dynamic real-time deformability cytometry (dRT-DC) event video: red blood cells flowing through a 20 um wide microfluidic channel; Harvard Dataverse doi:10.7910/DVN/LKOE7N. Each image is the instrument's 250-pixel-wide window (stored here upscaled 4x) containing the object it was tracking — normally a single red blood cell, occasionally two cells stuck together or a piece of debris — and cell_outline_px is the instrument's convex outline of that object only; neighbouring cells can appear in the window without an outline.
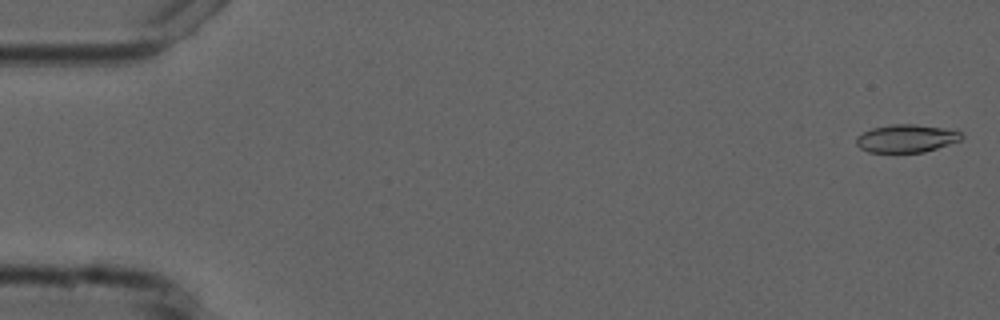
{"species": "common noctule bat (a hibernating species)", "species_latin": "Nyctalus noctula", "temperature_condition": "cold", "stored_images_in_passage": 51, "camera_frame_rate_fps": 3000, "um_per_image_px": 0.085, "animal": {"sex": "male", "forearm_length_mm": 52.5}, "frame": {"image": 1, "passage_image": 1, "time_ms": 0.0, "image_size_px": [1000, 320], "cell_outline_px": [[964, 136], [960, 140], [924, 152], [868, 152], [860, 148], [856, 144], [856, 136], [872, 128], [892, 124], [912, 124], [944, 128], [960, 132]], "centroid_in_image_um": [77.01, 11.76], "position_along_channel_um": 8.0, "area_um2": 16.94}}
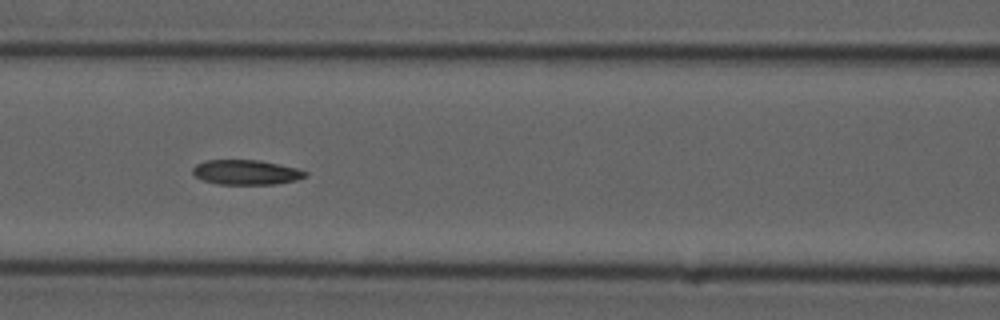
{"frame": {"image": 2, "passage_image": 20, "time_ms": 6.333, "image_size_px": [1000, 320], "cell_outline_px": [[308, 176], [296, 180], [276, 184], [216, 184], [204, 180], [196, 176], [192, 172], [192, 168], [196, 164], [204, 160], [260, 160], [296, 168], [308, 172]], "centroid_in_image_um": [20.92, 14.64], "position_along_channel_um": 145.7, "area_um2": 16.3}}
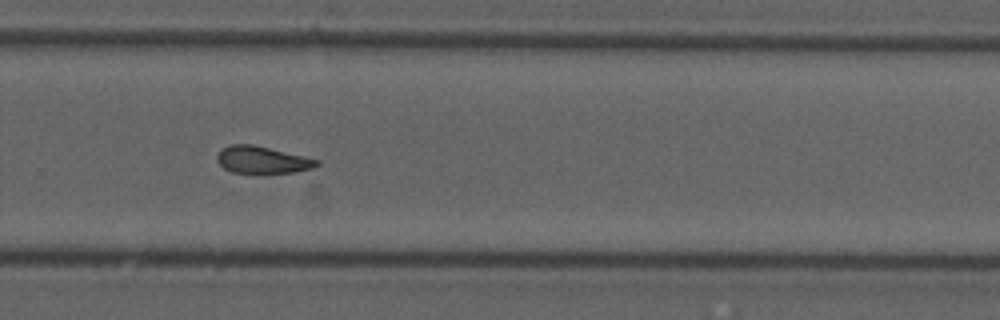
{"frame": {"image": 3, "passage_image": 33, "time_ms": 10.667, "image_size_px": [1000, 320], "cell_outline_px": [[320, 164], [312, 168], [292, 172], [256, 176], [232, 172], [224, 168], [216, 160], [216, 156], [220, 148], [232, 144], [252, 144], [320, 160]], "centroid_in_image_um": [22.24, 13.63], "position_along_channel_um": 307.6, "area_um2": 16.36}, "authors_computed_cell_mechanics": {"area_um2": 16.6464, "velocity_mm_per_s": 3.7474, "shape_relaxation_time_tau1_ms": 10.5886, "shape_relaxation_time_tau2_ms": 4.0804, "deformation_change_tau1": 0.2093, "deformation_change_tau2": 0.08}}